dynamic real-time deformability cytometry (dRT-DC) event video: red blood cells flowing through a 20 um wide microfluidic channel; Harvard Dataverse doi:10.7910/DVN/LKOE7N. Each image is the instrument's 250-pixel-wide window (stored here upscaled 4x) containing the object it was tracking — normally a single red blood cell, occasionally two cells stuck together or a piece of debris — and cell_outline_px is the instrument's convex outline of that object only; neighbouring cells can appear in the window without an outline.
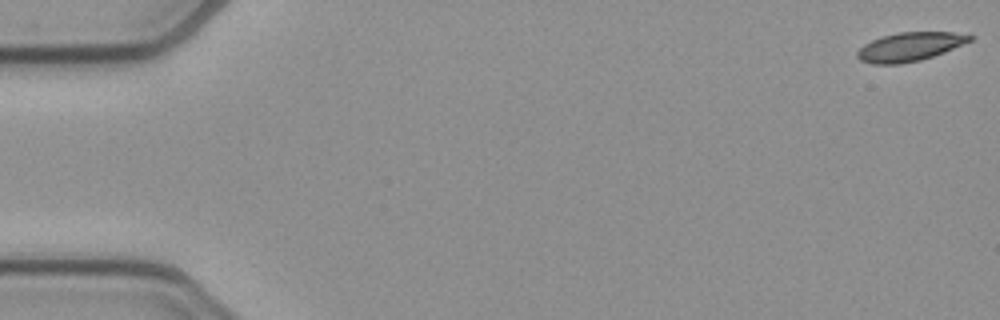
{"species": "common noctule bat (a hibernating species)", "species_latin": "Nyctalus noctula", "temperature_condition": "cold", "stored_images_in_passage": 54, "camera_frame_rate_fps": 3000, "um_per_image_px": 0.085, "animal": {"sex": "female", "body_mass_g": 21.9}, "frame": {"image": 1, "passage_image": 1, "time_ms": 0.0, "image_size_px": [1000, 320], "cell_outline_px": [[976, 36], [972, 40], [944, 52], [920, 60], [900, 64], [872, 64], [860, 60], [856, 56], [856, 52], [864, 44], [880, 36], [896, 32], [952, 32]], "centroid_in_image_um": [77.3, 3.97], "position_along_channel_um": 7.7, "area_um2": 18.9}}